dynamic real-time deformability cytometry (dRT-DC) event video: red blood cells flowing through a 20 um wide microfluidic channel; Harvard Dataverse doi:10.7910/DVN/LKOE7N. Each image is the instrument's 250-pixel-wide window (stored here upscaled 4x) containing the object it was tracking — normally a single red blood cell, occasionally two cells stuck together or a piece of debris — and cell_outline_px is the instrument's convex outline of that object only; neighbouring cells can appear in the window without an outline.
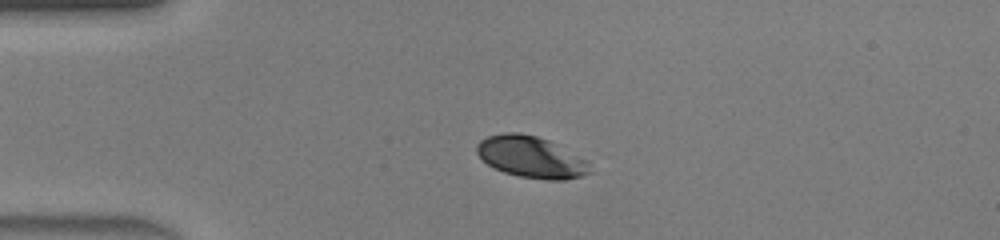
{"species": "human", "species_latin": "Homo sapiens", "temperature_condition": "warm", "stored_images_in_passage": 46, "camera_frame_rate_fps": 3000, "um_per_image_px": 0.085, "donor": {"sex": "male"}, "frame": {"image": 1, "passage_image": 11, "time_ms": 3.333, "image_size_px": [1000, 240], "cell_outline_px": [[592, 172], [580, 176], [564, 180], [548, 180], [520, 176], [504, 172], [488, 164], [476, 152], [476, 144], [480, 140], [488, 136], [504, 132], [520, 132], [536, 136], [548, 140], [588, 160]], "centroid_in_image_um": [45.15, 13.34], "position_along_channel_um": 39.8, "area_um2": 27.28}}
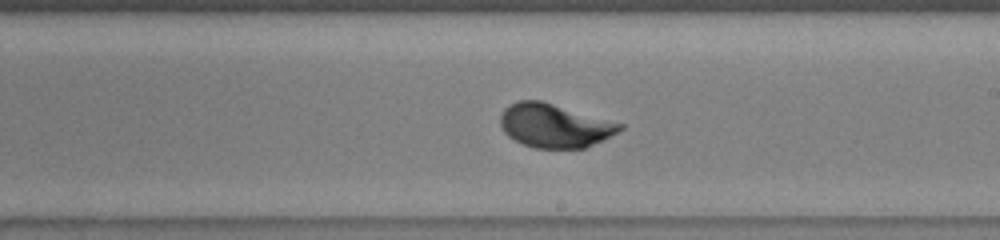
{"frame": {"image": 2, "passage_image": 27, "time_ms": 8.667, "image_size_px": [1000, 240], "cell_outline_px": [[624, 128], [584, 148], [536, 148], [524, 144], [508, 136], [504, 132], [500, 124], [500, 116], [504, 108], [520, 100], [540, 100], [624, 124]], "centroid_in_image_um": [47.1, 10.67], "position_along_channel_um": 241.9, "area_um2": 29.94}}
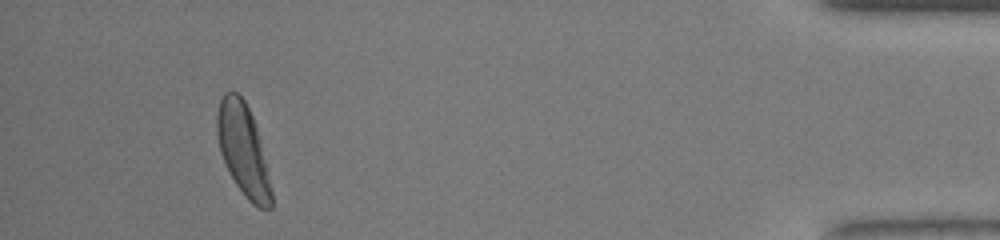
{"frame": {"image": 3, "passage_image": 43, "time_ms": 14.0, "image_size_px": [1000, 240], "cell_outline_px": [[272, 208], [260, 208], [252, 204], [244, 196], [236, 184], [220, 152], [216, 132], [216, 112], [220, 100], [224, 92], [236, 92], [244, 100], [252, 116], [260, 144], [272, 192]], "centroid_in_image_um": [20.63, 12.73], "position_along_channel_um": 414.6, "area_um2": 28.32}, "authors_computed_cell_mechanics": {"area_um2": 29.4491, "velocity_mm_per_s": 4.4493, "shape_relaxation_time_tau1_ms": 2.1029, "shape_relaxation_time_tau2_ms": null, "deformation_change_tau1": 0.1329, "deformation_change_tau2": null}}